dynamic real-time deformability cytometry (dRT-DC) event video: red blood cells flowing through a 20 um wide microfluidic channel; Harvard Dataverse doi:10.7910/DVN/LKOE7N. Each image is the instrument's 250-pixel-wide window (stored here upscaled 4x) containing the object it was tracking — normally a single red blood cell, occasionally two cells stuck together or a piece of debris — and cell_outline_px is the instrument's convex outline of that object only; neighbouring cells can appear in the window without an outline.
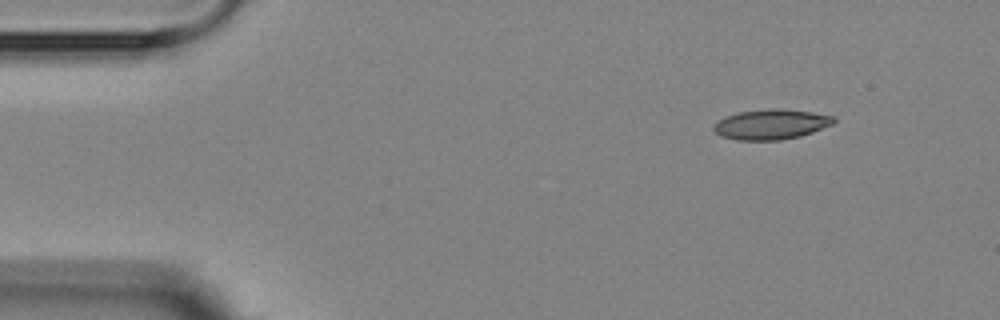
{"species": "Egyptian fruit bat (a non-hibernating species)", "species_latin": "Rousettus aegyptiacus", "temperature_condition": "room temperature", "stored_images_in_passage": 3, "camera_frame_rate_fps": 3000, "um_per_image_px": 0.085, "animal": {"sex": "female"}, "frame": {"image": 1, "passage_image": 1, "time_ms": 0.0, "image_size_px": [1000, 320], "cell_outline_px": [[836, 120], [832, 124], [812, 132], [800, 136], [780, 140], [736, 140], [720, 136], [712, 128], [716, 120], [724, 116], [736, 112], [772, 108], [780, 108], [812, 112], [836, 116]], "centroid_in_image_um": [65.51, 10.56], "position_along_channel_um": 19.5, "area_um2": 21.33}}
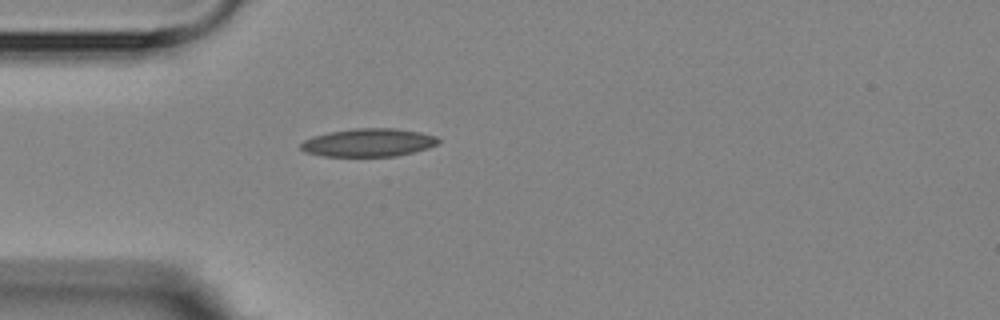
{"frame": {"image": 2, "passage_image": 3, "time_ms": 3.0, "image_size_px": [1000, 320], "cell_outline_px": [[440, 140], [436, 144], [428, 148], [396, 156], [324, 156], [304, 152], [300, 148], [300, 144], [304, 140], [312, 136], [328, 132], [356, 128], [396, 128], [420, 132], [436, 136]], "centroid_in_image_um": [31.29, 12.11], "position_along_channel_um": 53.7, "area_um2": 22.54}}